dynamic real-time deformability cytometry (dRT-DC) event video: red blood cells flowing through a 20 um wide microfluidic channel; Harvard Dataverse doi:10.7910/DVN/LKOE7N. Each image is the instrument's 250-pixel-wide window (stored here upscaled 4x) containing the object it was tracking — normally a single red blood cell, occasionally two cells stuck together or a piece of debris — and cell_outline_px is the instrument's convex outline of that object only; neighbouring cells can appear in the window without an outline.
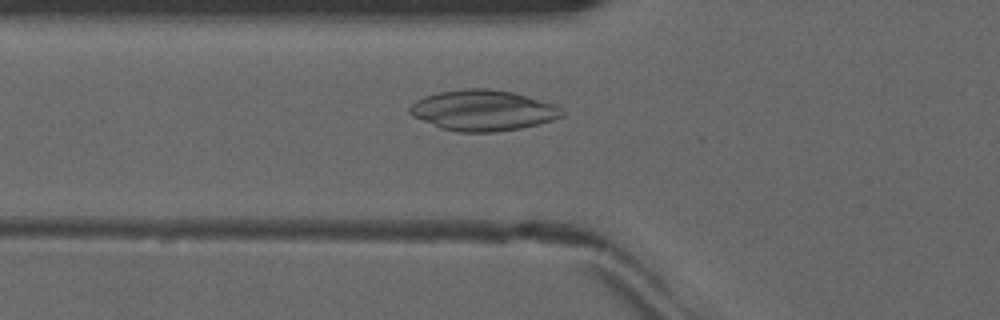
{"species": "common noctule bat (a hibernating species)", "species_latin": "Nyctalus noctula", "temperature_condition": "warm", "stored_images_in_passage": 36, "camera_frame_rate_fps": 3000, "um_per_image_px": 0.085, "animal": {"sex": "male", "forearm_length_mm": 52.5}, "frame": {"image": 1, "passage_image": 4, "time_ms": 1.0, "image_size_px": [1000, 320], "cell_outline_px": [[564, 116], [540, 124], [520, 128], [496, 132], [456, 132], [440, 128], [412, 116], [408, 112], [408, 108], [416, 100], [424, 96], [436, 92], [464, 88], [488, 88], [512, 92], [556, 104], [564, 112]], "centroid_in_image_um": [41.03, 9.38], "position_along_channel_um": 84.8, "area_um2": 36.41}}
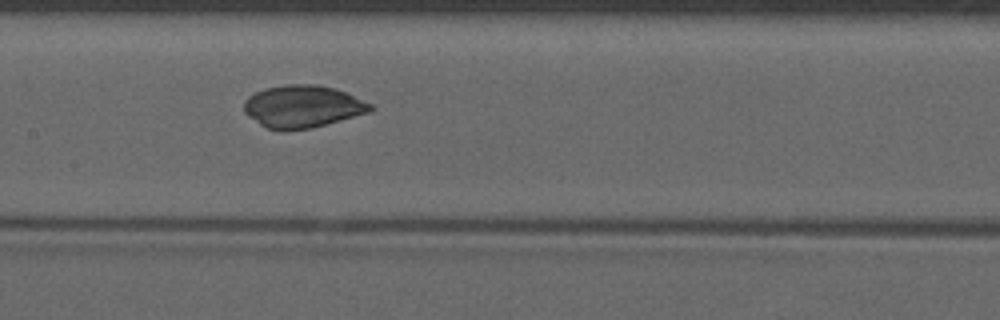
{"frame": {"image": 2, "passage_image": 11, "time_ms": 3.333, "image_size_px": [1000, 320], "cell_outline_px": [[376, 108], [368, 112], [312, 128], [268, 128], [260, 124], [248, 116], [244, 112], [244, 100], [248, 96], [264, 88], [288, 84], [316, 84], [336, 88], [372, 104]], "centroid_in_image_um": [25.72, 9.01], "position_along_channel_um": 181.7, "area_um2": 30.75}}
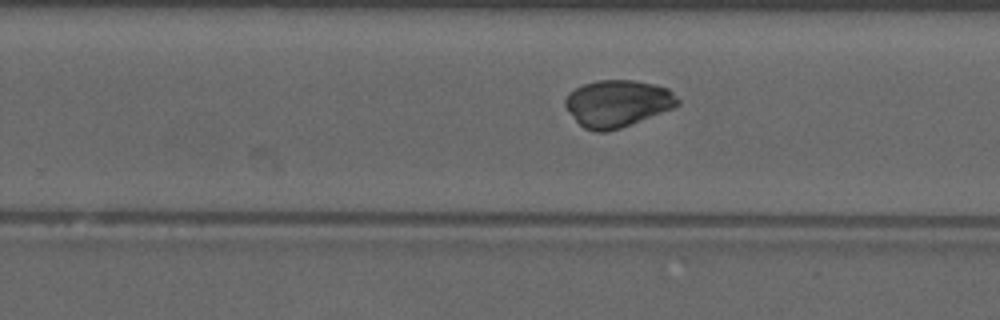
{"frame": {"image": 3, "passage_image": 18, "time_ms": 5.667, "image_size_px": [1000, 320], "cell_outline_px": [[680, 104], [672, 108], [620, 128], [604, 132], [596, 132], [584, 128], [568, 112], [564, 104], [564, 100], [568, 92], [584, 84], [596, 80], [632, 80], [656, 84], [668, 88], [680, 100]], "centroid_in_image_um": [52.47, 8.78], "position_along_channel_um": 277.3, "area_um2": 30.69}}